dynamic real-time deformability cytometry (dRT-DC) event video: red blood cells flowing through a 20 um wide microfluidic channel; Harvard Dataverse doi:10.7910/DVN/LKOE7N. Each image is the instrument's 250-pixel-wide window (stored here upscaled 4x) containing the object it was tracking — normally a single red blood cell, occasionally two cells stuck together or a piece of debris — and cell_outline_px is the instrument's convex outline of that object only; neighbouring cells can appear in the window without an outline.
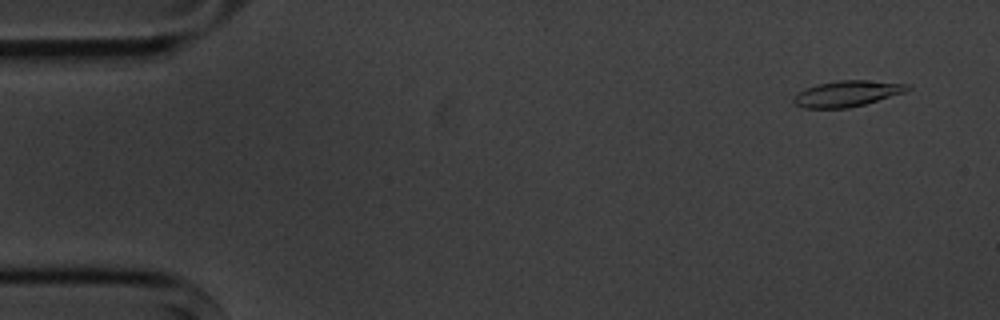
{"species": "common noctule bat (a hibernating species)", "species_latin": "Nyctalus noctula", "temperature_condition": "cold", "stored_images_in_passage": 9, "camera_frame_rate_fps": 3000, "um_per_image_px": 0.085, "animal": {"sex": "male", "body_mass_g": 20.1, "forearm_length_mm": 53.5}, "frame": {"image": 1, "passage_image": 1, "time_ms": 0.0, "image_size_px": [1000, 320], "cell_outline_px": [[912, 88], [904, 92], [864, 104], [848, 108], [804, 108], [796, 104], [792, 100], [792, 96], [804, 88], [820, 84], [840, 80], [864, 80], [912, 84]], "centroid_in_image_um": [71.99, 7.95], "position_along_channel_um": 13.0, "area_um2": 17.11}}
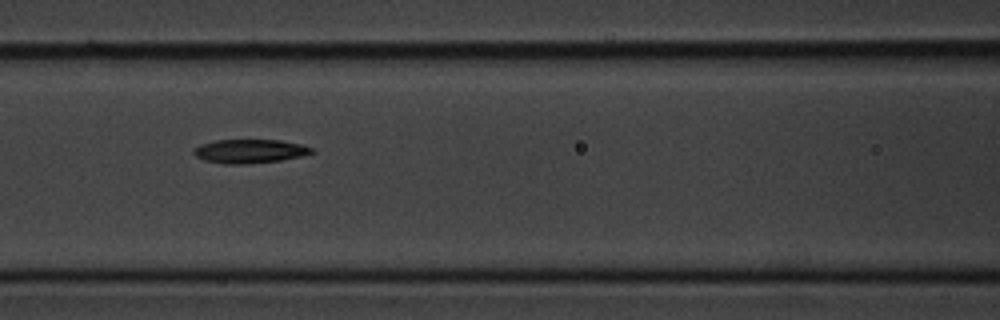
{"frame": {"image": 2, "passage_image": 7, "time_ms": 6.667, "image_size_px": [1000, 320], "cell_outline_px": [[316, 152], [300, 156], [280, 160], [248, 164], [224, 164], [204, 160], [196, 156], [192, 152], [192, 148], [200, 144], [216, 140], [280, 140], [300, 144], [316, 148]], "centroid_in_image_um": [21.22, 12.85], "position_along_channel_um": 145.4, "area_um2": 16.53}}
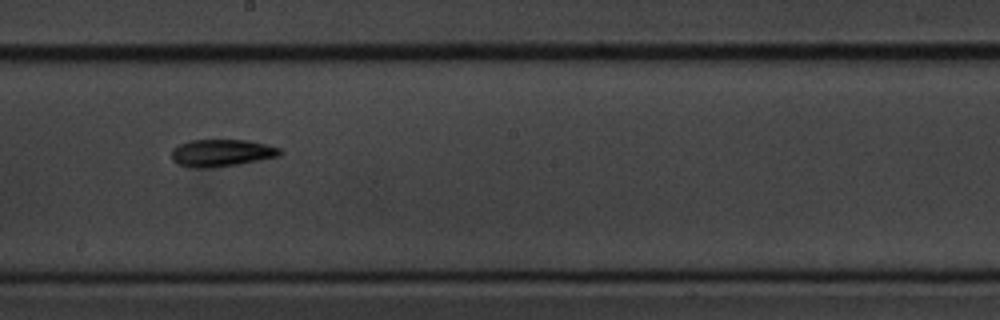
{"frame": {"image": 3, "passage_image": 9, "time_ms": 9.0, "image_size_px": [1000, 320], "cell_outline_px": [[284, 152], [280, 156], [260, 160], [236, 164], [196, 168], [176, 164], [172, 160], [172, 148], [180, 144], [192, 140], [248, 140], [268, 144], [280, 148]], "centroid_in_image_um": [18.86, 12.98], "position_along_channel_um": 229.3, "area_um2": 17.11}}